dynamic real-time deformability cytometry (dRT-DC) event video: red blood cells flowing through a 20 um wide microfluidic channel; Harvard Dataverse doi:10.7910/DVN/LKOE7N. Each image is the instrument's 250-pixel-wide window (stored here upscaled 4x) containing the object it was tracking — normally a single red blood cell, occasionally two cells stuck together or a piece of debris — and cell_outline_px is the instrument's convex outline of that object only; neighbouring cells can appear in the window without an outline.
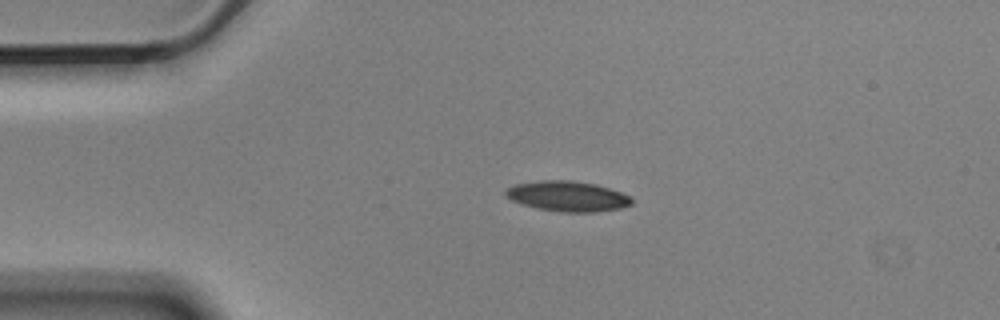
{"species": "Egyptian fruit bat (a non-hibernating species)", "species_latin": "Rousettus aegyptiacus", "temperature_condition": "cold", "stored_images_in_passage": 4, "camera_frame_rate_fps": 3000, "um_per_image_px": 0.085, "animal": {"sex": "male"}, "frame": {"image": 1, "passage_image": 3, "time_ms": 0.667, "image_size_px": [1000, 320], "cell_outline_px": [[632, 204], [620, 208], [596, 212], [560, 212], [536, 208], [520, 204], [504, 196], [504, 188], [516, 184], [540, 180], [568, 180], [596, 184], [632, 196]], "centroid_in_image_um": [48.2, 16.68], "position_along_channel_um": 36.8, "area_um2": 22.43}}